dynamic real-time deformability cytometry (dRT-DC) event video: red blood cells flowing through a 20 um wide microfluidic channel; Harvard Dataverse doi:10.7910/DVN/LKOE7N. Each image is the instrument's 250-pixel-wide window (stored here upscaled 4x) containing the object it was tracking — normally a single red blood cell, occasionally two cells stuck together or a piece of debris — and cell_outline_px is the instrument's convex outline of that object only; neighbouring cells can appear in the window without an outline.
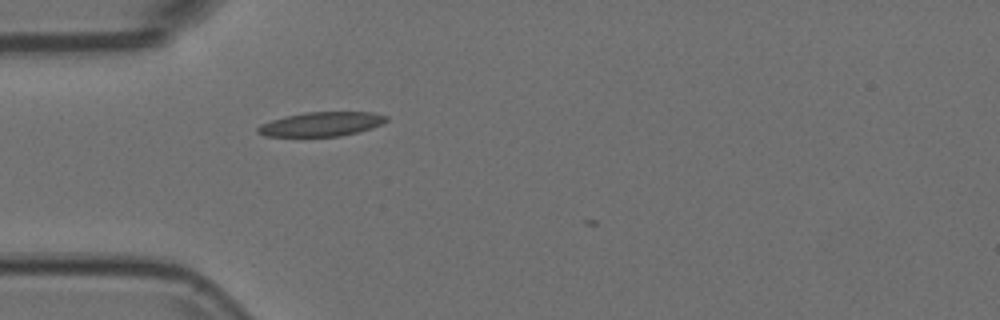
{"species": "Egyptian fruit bat (a non-hibernating species)", "species_latin": "Rousettus aegyptiacus", "temperature_condition": "room temperature", "stored_images_in_passage": 4, "camera_frame_rate_fps": 3000, "um_per_image_px": 0.085, "animal": {"sex": "female"}, "frame": {"image": 1, "passage_image": 3, "time_ms": 0.667, "image_size_px": [1000, 320], "cell_outline_px": [[388, 120], [372, 128], [340, 136], [264, 136], [256, 132], [256, 128], [260, 124], [284, 116], [304, 112], [372, 112], [388, 116]], "centroid_in_image_um": [27.29, 10.54], "position_along_channel_um": 57.7, "area_um2": 18.15}}